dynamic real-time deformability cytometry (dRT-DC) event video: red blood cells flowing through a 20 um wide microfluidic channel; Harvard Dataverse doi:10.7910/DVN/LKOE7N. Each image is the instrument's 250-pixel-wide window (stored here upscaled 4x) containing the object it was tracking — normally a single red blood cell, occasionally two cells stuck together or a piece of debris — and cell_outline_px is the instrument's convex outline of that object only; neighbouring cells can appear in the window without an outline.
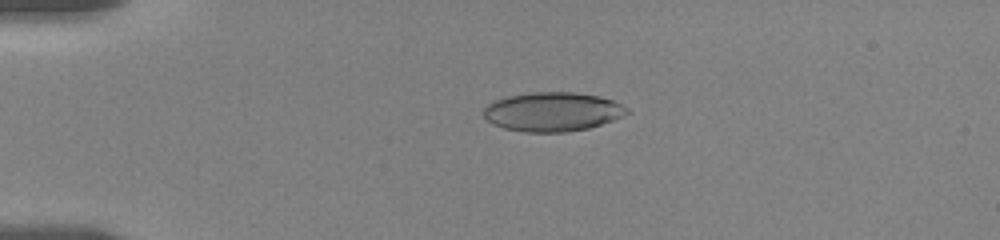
{"species": "human", "species_latin": "Homo sapiens", "temperature_condition": "room temperature", "stored_images_in_passage": 17, "camera_frame_rate_fps": 3000, "um_per_image_px": 0.085, "donor": {"sex": "female"}, "frame": {"image": 1, "passage_image": 4, "time_ms": 3.333, "image_size_px": [1000, 240], "cell_outline_px": [[632, 112], [612, 120], [588, 128], [568, 132], [524, 132], [504, 128], [492, 124], [484, 116], [484, 108], [488, 104], [504, 96], [528, 92], [576, 92], [600, 96], [612, 100], [628, 108]], "centroid_in_image_um": [46.96, 9.49], "position_along_channel_um": 38.0, "area_um2": 32.83}}
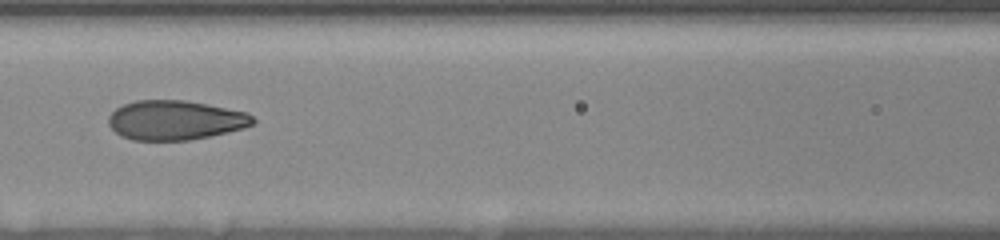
{"frame": {"image": 2, "passage_image": 8, "time_ms": 7.667, "image_size_px": [1000, 240], "cell_outline_px": [[256, 124], [244, 128], [228, 132], [188, 140], [132, 140], [120, 136], [108, 124], [108, 116], [116, 108], [124, 104], [136, 100], [184, 100], [208, 104], [248, 112], [256, 120]], "centroid_in_image_um": [14.91, 10.21], "position_along_channel_um": 151.7, "area_um2": 33.41}}
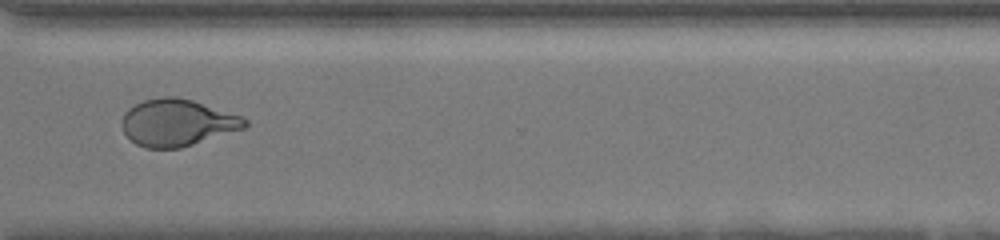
{"frame": {"image": 3, "passage_image": 13, "time_ms": 13.333, "image_size_px": [1000, 240], "cell_outline_px": [[248, 124], [244, 128], [180, 148], [144, 148], [136, 144], [124, 132], [120, 120], [124, 112], [128, 108], [144, 100], [160, 96], [176, 96], [192, 100], [240, 116], [248, 120]], "centroid_in_image_um": [15.02, 10.42], "position_along_channel_um": 355.6, "area_um2": 33.41}, "authors_computed_cell_mechanics": {"area_um2": 33.4084, "velocity_mm_per_s": 3.6059, "shape_relaxation_time_tau1_ms": 9.3769, "shape_relaxation_time_tau2_ms": null, "deformation_change_tau1": 0.2024, "deformation_change_tau2": null}}